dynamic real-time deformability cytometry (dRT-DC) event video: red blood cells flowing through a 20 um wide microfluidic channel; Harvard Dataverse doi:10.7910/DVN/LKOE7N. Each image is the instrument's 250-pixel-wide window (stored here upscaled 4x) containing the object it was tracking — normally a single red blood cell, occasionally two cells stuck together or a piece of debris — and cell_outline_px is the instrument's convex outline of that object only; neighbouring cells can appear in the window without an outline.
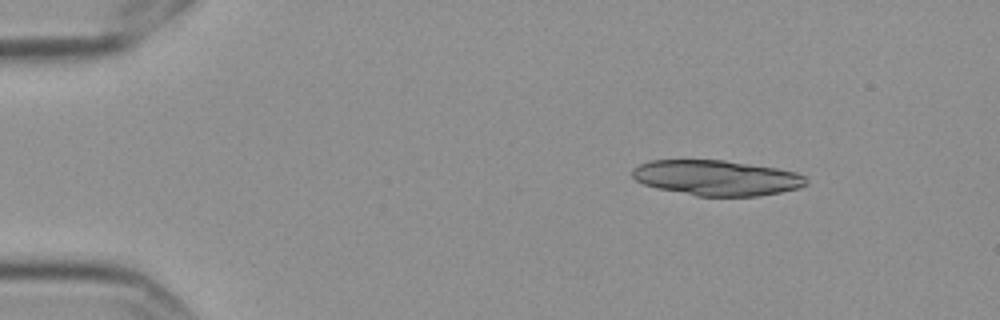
{"species": "Egyptian fruit bat (a non-hibernating species)", "species_latin": "Rousettus aegyptiacus", "temperature_condition": "cold", "stored_images_in_passage": 5, "camera_frame_rate_fps": 3000, "um_per_image_px": 0.085, "frame": {"image": 1, "passage_image": 1, "time_ms": 0.0, "image_size_px": [1000, 320], "cell_outline_px": [[808, 184], [800, 188], [760, 196], [696, 196], [656, 188], [644, 184], [636, 180], [632, 176], [632, 168], [640, 164], [652, 160], [724, 160], [776, 168], [796, 172], [804, 176], [808, 180]], "centroid_in_image_um": [60.92, 15.12], "position_along_channel_um": 24.1, "area_um2": 35.89}}